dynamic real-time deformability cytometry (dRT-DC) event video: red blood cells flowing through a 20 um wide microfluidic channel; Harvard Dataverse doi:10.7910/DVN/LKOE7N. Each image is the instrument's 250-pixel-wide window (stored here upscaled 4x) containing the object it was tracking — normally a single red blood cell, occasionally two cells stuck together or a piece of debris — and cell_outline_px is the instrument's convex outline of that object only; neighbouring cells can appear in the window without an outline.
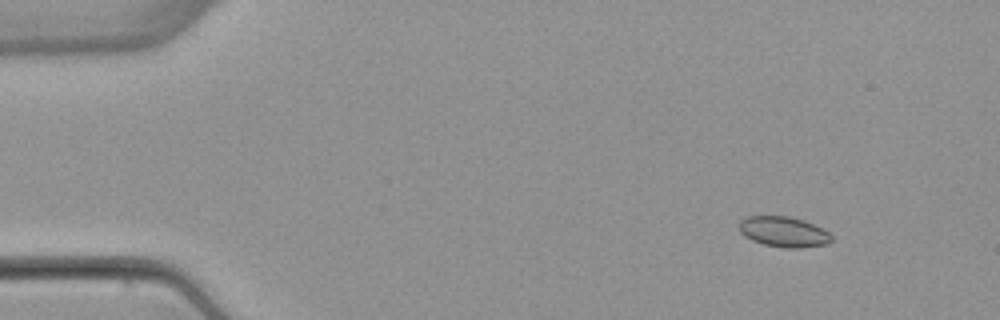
{"species": "common noctule bat (a hibernating species)", "species_latin": "Nyctalus noctula", "temperature_condition": "warm", "stored_images_in_passage": 53, "camera_frame_rate_fps": 3000, "um_per_image_px": 0.085, "animal": {"sex": "female", "body_mass_g": 22.7, "forearm_length_mm": 54.2}, "frame": {"image": 1, "passage_image": 6, "time_ms": 1.667, "image_size_px": [1000, 320], "cell_outline_px": [[832, 240], [828, 244], [800, 248], [784, 248], [764, 244], [752, 240], [744, 236], [740, 232], [740, 220], [748, 216], [788, 216], [804, 220], [828, 232], [832, 236]], "centroid_in_image_um": [66.61, 19.71], "position_along_channel_um": 18.4, "area_um2": 16.3}}
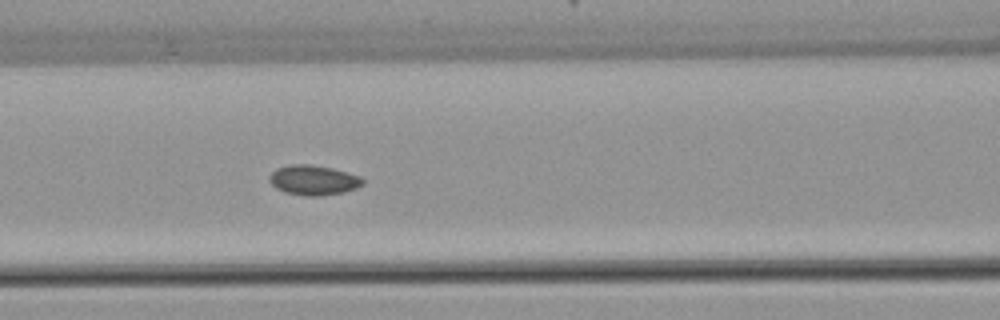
{"frame": {"image": 2, "passage_image": 23, "time_ms": 7.333, "image_size_px": [1000, 320], "cell_outline_px": [[364, 184], [356, 188], [344, 192], [320, 196], [304, 196], [284, 192], [276, 188], [268, 180], [268, 176], [276, 168], [292, 164], [312, 164], [332, 168], [360, 176], [364, 180]], "centroid_in_image_um": [26.63, 15.31], "position_along_channel_um": 140.0, "area_um2": 16.42}}
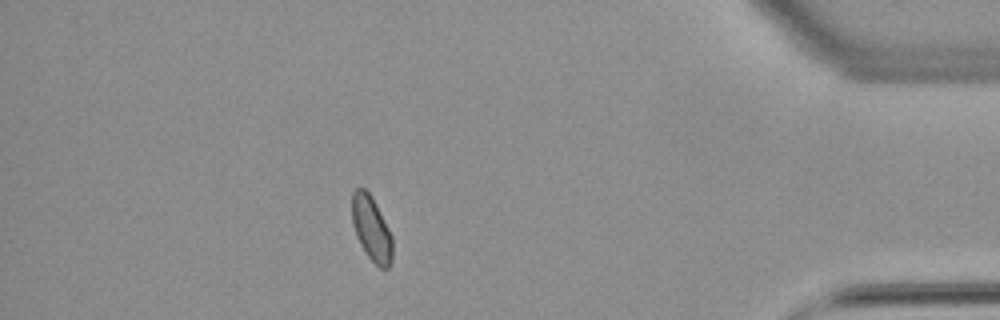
{"frame": {"image": 3, "passage_image": 47, "time_ms": 15.333, "image_size_px": [1000, 320], "cell_outline_px": [[392, 260], [388, 268], [380, 268], [364, 252], [356, 236], [352, 224], [352, 192], [356, 188], [364, 188], [372, 196], [392, 236]], "centroid_in_image_um": [31.56, 19.43], "position_along_channel_um": 403.6, "area_um2": 15.26}, "authors_computed_cell_mechanics": {"area_um2": 15.7216, "velocity_mm_per_s": 3.8637, "shape_relaxation_time_tau1_ms": null, "shape_relaxation_time_tau2_ms": 7.2792, "deformation_change_tau1": null, "deformation_change_tau2": 0.0806}}